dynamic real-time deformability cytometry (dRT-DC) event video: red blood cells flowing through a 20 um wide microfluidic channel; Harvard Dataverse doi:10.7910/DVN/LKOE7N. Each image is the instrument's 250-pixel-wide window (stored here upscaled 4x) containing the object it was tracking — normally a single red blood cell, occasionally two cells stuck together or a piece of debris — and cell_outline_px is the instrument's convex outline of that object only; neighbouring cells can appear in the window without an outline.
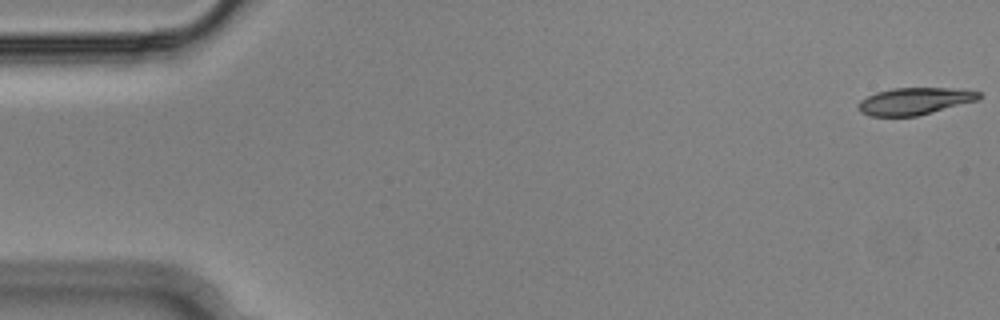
{"species": "Egyptian fruit bat (a non-hibernating species)", "species_latin": "Rousettus aegyptiacus", "temperature_condition": "cold", "stored_images_in_passage": 55, "camera_frame_rate_fps": 3000, "um_per_image_px": 0.085, "animal": {"sex": "male"}, "frame": {"image": 1, "passage_image": 1, "time_ms": 0.0, "image_size_px": [1000, 320], "cell_outline_px": [[980, 100], [916, 116], [872, 116], [860, 112], [856, 108], [856, 104], [860, 100], [876, 92], [892, 88], [952, 88], [980, 92]], "centroid_in_image_um": [77.71, 8.6], "position_along_channel_um": 7.3, "area_um2": 19.07}}
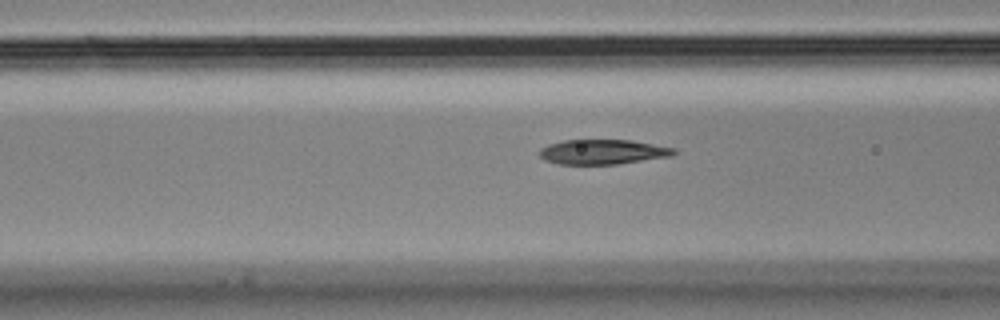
{"frame": {"image": 2, "passage_image": 21, "time_ms": 6.667, "image_size_px": [1000, 320], "cell_outline_px": [[676, 152], [672, 156], [616, 164], [556, 164], [544, 160], [540, 156], [540, 148], [548, 144], [564, 140], [632, 140], [676, 148]], "centroid_in_image_um": [51.23, 12.91], "position_along_channel_um": 115.4, "area_um2": 19.48}}
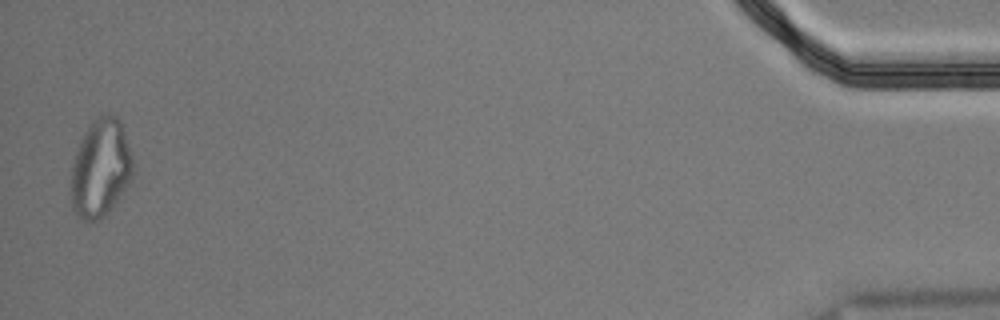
{"frame": {"image": 3, "passage_image": 54, "time_ms": 17.667, "image_size_px": [1000, 320], "cell_outline_px": [[136, 172], [128, 184], [108, 212], [100, 220], [80, 220], [76, 216], [72, 208], [72, 164], [80, 140], [88, 128], [100, 116], [116, 116], [120, 120], [124, 132]], "centroid_in_image_um": [8.56, 14.35], "position_along_channel_um": 426.6, "area_um2": 34.85}, "authors_computed_cell_mechanics": {"area_um2": 20.23, "velocity_mm_per_s": 3.6462, "shape_relaxation_time_tau1_ms": null, "shape_relaxation_time_tau2_ms": 3.0285, "deformation_change_tau1": null, "deformation_change_tau2": 0.1027}}